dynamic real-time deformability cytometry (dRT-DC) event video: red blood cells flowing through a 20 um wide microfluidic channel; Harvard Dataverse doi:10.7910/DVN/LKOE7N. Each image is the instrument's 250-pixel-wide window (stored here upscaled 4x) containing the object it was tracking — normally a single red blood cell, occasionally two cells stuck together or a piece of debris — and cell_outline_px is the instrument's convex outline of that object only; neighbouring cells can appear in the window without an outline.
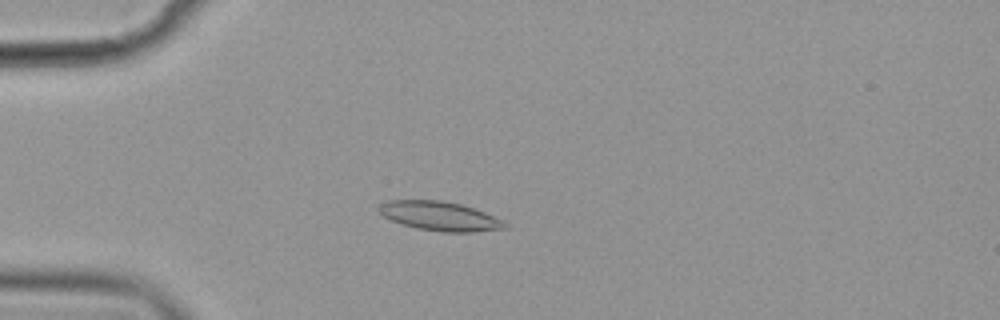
{"species": "common noctule bat (a hibernating species)", "species_latin": "Nyctalus noctula", "temperature_condition": "cold", "stored_images_in_passage": 44, "camera_frame_rate_fps": 3000, "um_per_image_px": 0.085, "animal": {"sex": "female", "body_mass_g": 19.9}, "frame": {"image": 1, "passage_image": 3, "time_ms": 0.667, "image_size_px": [1000, 320], "cell_outline_px": [[508, 228], [472, 232], [444, 232], [416, 228], [400, 224], [384, 216], [376, 208], [380, 204], [388, 200], [440, 200], [460, 204], [484, 212], [508, 224]], "centroid_in_image_um": [37.34, 18.37], "position_along_channel_um": 47.7, "area_um2": 21.27}}
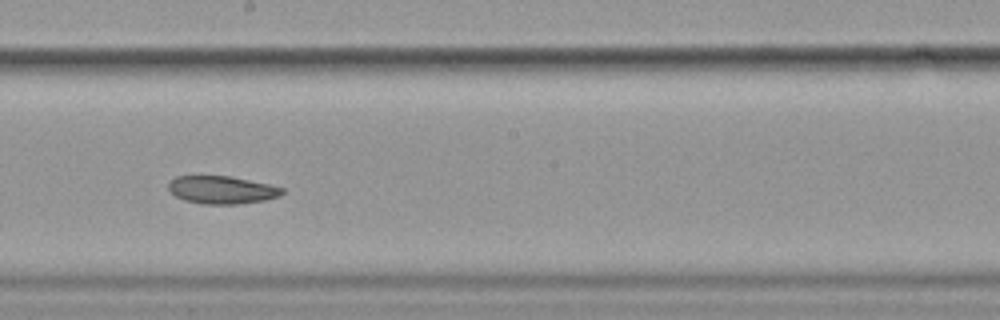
{"frame": {"image": 2, "passage_image": 20, "time_ms": 6.333, "image_size_px": [1000, 320], "cell_outline_px": [[284, 192], [280, 196], [264, 200], [236, 204], [204, 204], [184, 200], [176, 196], [168, 188], [168, 184], [176, 176], [228, 176], [268, 184], [284, 188]], "centroid_in_image_um": [18.86, 16.14], "position_along_channel_um": 229.3, "area_um2": 18.21}}
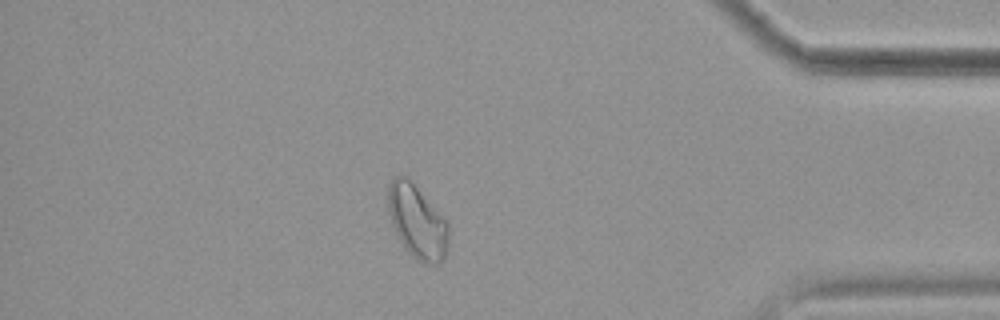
{"frame": {"image": 3, "passage_image": 37, "time_ms": 12.0, "image_size_px": [1000, 320], "cell_outline_px": [[448, 244], [444, 256], [440, 260], [432, 264], [428, 264], [416, 260], [404, 248], [392, 224], [388, 212], [384, 196], [388, 184], [396, 176], [404, 176], [448, 220]], "centroid_in_image_um": [35.41, 18.83], "position_along_channel_um": 399.8, "area_um2": 25.84}}